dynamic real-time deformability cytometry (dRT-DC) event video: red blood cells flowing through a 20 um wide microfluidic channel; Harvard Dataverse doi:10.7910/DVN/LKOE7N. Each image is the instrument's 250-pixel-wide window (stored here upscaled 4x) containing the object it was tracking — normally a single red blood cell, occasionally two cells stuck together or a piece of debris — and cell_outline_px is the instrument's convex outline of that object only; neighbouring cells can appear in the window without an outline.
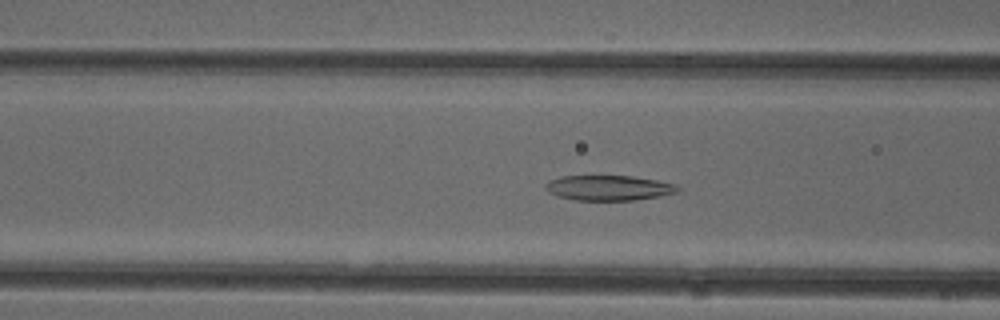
{"species": "common noctule bat (a hibernating species)", "species_latin": "Nyctalus noctula", "temperature_condition": "cold", "stored_images_in_passage": 51, "camera_frame_rate_fps": 3000, "um_per_image_px": 0.085, "animal": {"sex": "female"}, "frame": {"image": 1, "passage_image": 20, "time_ms": 6.333, "image_size_px": [1000, 320], "cell_outline_px": [[680, 188], [676, 192], [660, 196], [636, 200], [576, 200], [560, 196], [548, 192], [544, 188], [544, 184], [548, 180], [560, 176], [632, 176], [656, 180], [676, 184]], "centroid_in_image_um": [51.71, 15.96], "position_along_channel_um": 114.9, "area_um2": 19.36}}
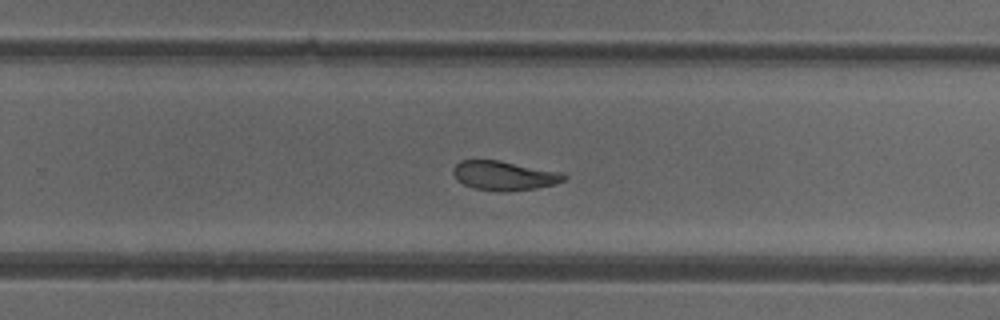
{"frame": {"image": 2, "passage_image": 33, "time_ms": 10.667, "image_size_px": [1000, 320], "cell_outline_px": [[568, 176], [564, 180], [556, 184], [536, 188], [504, 192], [500, 192], [476, 188], [464, 184], [456, 180], [452, 172], [452, 168], [460, 160], [500, 160], [564, 172]], "centroid_in_image_um": [42.88, 14.92], "position_along_channel_um": 286.9, "area_um2": 19.19}}
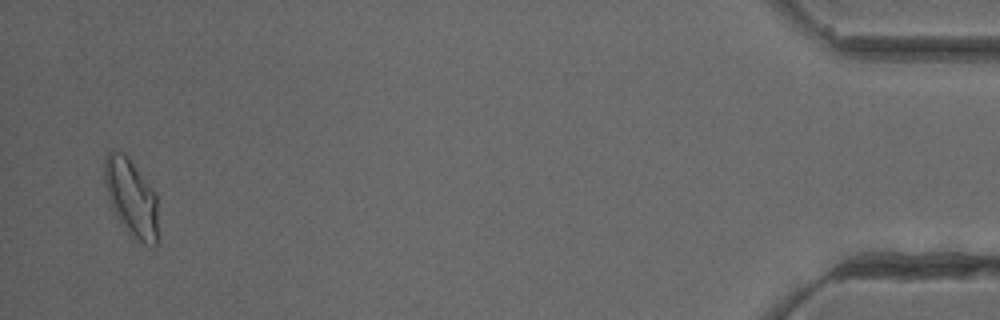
{"frame": {"image": 3, "passage_image": 50, "time_ms": 16.333, "image_size_px": [1000, 320], "cell_outline_px": [[160, 244], [156, 248], [148, 248], [128, 232], [120, 224], [116, 216], [108, 196], [104, 180], [104, 160], [108, 148], [124, 152], [156, 192]], "centroid_in_image_um": [11.21, 16.86], "position_along_channel_um": 424.0, "area_um2": 25.14}, "authors_computed_cell_mechanics": {"area_um2": 20.6924, "velocity_mm_per_s": 3.9844, "shape_relaxation_time_tau1_ms": 10.7536, "shape_relaxation_time_tau2_ms": 2.802, "deformation_change_tau1": 0.2076, "deformation_change_tau2": 0.0835}}